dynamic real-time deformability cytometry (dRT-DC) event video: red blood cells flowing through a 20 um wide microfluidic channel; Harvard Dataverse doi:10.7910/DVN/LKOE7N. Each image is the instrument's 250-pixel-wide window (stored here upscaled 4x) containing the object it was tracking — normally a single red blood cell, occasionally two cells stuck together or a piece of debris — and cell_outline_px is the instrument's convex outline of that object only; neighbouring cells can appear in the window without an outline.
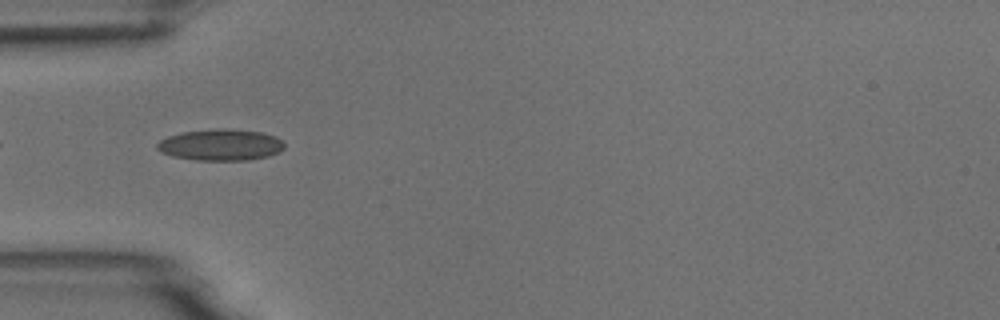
{"species": "common noctule bat (a hibernating species)", "species_latin": "Nyctalus noctula", "temperature_condition": "room temperature", "stored_images_in_passage": 7, "camera_frame_rate_fps": 3000, "um_per_image_px": 0.085, "animal": {"sex": "male", "body_mass_g": 18.8}, "frame": {"image": 1, "passage_image": 5, "time_ms": 4.667, "image_size_px": [1000, 320], "cell_outline_px": [[284, 148], [280, 152], [268, 156], [248, 160], [196, 160], [172, 156], [160, 152], [156, 148], [156, 144], [160, 140], [168, 136], [180, 132], [216, 128], [224, 128], [260, 132], [276, 136], [284, 144]], "centroid_in_image_um": [18.73, 12.31], "position_along_channel_um": 66.3, "area_um2": 23.41}}